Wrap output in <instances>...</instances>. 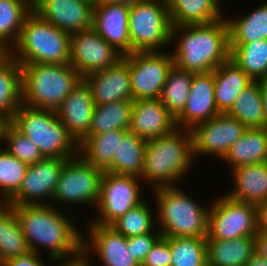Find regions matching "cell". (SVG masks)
Listing matches in <instances>:
<instances>
[{
  "label": "cell",
  "instance_id": "8992f818",
  "mask_svg": "<svg viewBox=\"0 0 267 266\" xmlns=\"http://www.w3.org/2000/svg\"><path fill=\"white\" fill-rule=\"evenodd\" d=\"M8 52L20 64H69L70 34L32 11L24 21L17 42Z\"/></svg>",
  "mask_w": 267,
  "mask_h": 266
},
{
  "label": "cell",
  "instance_id": "9c48e42d",
  "mask_svg": "<svg viewBox=\"0 0 267 266\" xmlns=\"http://www.w3.org/2000/svg\"><path fill=\"white\" fill-rule=\"evenodd\" d=\"M103 172L88 163L80 154L67 159L58 179L51 204L57 208H60L58 207L60 204L96 207L100 196Z\"/></svg>",
  "mask_w": 267,
  "mask_h": 266
},
{
  "label": "cell",
  "instance_id": "bcb514c9",
  "mask_svg": "<svg viewBox=\"0 0 267 266\" xmlns=\"http://www.w3.org/2000/svg\"><path fill=\"white\" fill-rule=\"evenodd\" d=\"M256 208L258 229L267 231V200L261 202Z\"/></svg>",
  "mask_w": 267,
  "mask_h": 266
},
{
  "label": "cell",
  "instance_id": "44dd1931",
  "mask_svg": "<svg viewBox=\"0 0 267 266\" xmlns=\"http://www.w3.org/2000/svg\"><path fill=\"white\" fill-rule=\"evenodd\" d=\"M176 128L174 117L159 98L133 101L129 132L147 141L168 135Z\"/></svg>",
  "mask_w": 267,
  "mask_h": 266
},
{
  "label": "cell",
  "instance_id": "ac0fdd59",
  "mask_svg": "<svg viewBox=\"0 0 267 266\" xmlns=\"http://www.w3.org/2000/svg\"><path fill=\"white\" fill-rule=\"evenodd\" d=\"M91 90L95 105L116 101H134L129 73V54L115 65L83 78Z\"/></svg>",
  "mask_w": 267,
  "mask_h": 266
},
{
  "label": "cell",
  "instance_id": "cb8c5ba5",
  "mask_svg": "<svg viewBox=\"0 0 267 266\" xmlns=\"http://www.w3.org/2000/svg\"><path fill=\"white\" fill-rule=\"evenodd\" d=\"M215 102L220 113H227L242 90L253 80L230 58L214 71Z\"/></svg>",
  "mask_w": 267,
  "mask_h": 266
},
{
  "label": "cell",
  "instance_id": "ab89813d",
  "mask_svg": "<svg viewBox=\"0 0 267 266\" xmlns=\"http://www.w3.org/2000/svg\"><path fill=\"white\" fill-rule=\"evenodd\" d=\"M28 166L0 148V203L6 204L18 192Z\"/></svg>",
  "mask_w": 267,
  "mask_h": 266
},
{
  "label": "cell",
  "instance_id": "7402d4cb",
  "mask_svg": "<svg viewBox=\"0 0 267 266\" xmlns=\"http://www.w3.org/2000/svg\"><path fill=\"white\" fill-rule=\"evenodd\" d=\"M94 107L91 90L82 80L56 109L60 121L78 144L89 134Z\"/></svg>",
  "mask_w": 267,
  "mask_h": 266
},
{
  "label": "cell",
  "instance_id": "ba28073f",
  "mask_svg": "<svg viewBox=\"0 0 267 266\" xmlns=\"http://www.w3.org/2000/svg\"><path fill=\"white\" fill-rule=\"evenodd\" d=\"M128 24L131 53L166 51V46L170 47L173 26L168 5L157 0H135L130 4Z\"/></svg>",
  "mask_w": 267,
  "mask_h": 266
},
{
  "label": "cell",
  "instance_id": "2e32d148",
  "mask_svg": "<svg viewBox=\"0 0 267 266\" xmlns=\"http://www.w3.org/2000/svg\"><path fill=\"white\" fill-rule=\"evenodd\" d=\"M87 226L88 233L83 234V258L86 261L98 256L102 266H141L132 256L131 243H127L121 233L110 225Z\"/></svg>",
  "mask_w": 267,
  "mask_h": 266
},
{
  "label": "cell",
  "instance_id": "f6af8a7d",
  "mask_svg": "<svg viewBox=\"0 0 267 266\" xmlns=\"http://www.w3.org/2000/svg\"><path fill=\"white\" fill-rule=\"evenodd\" d=\"M255 239V253L267 260V231L258 230L257 234L254 236Z\"/></svg>",
  "mask_w": 267,
  "mask_h": 266
},
{
  "label": "cell",
  "instance_id": "ee69618b",
  "mask_svg": "<svg viewBox=\"0 0 267 266\" xmlns=\"http://www.w3.org/2000/svg\"><path fill=\"white\" fill-rule=\"evenodd\" d=\"M42 257L43 255L30 251L25 255L8 259L1 266H47Z\"/></svg>",
  "mask_w": 267,
  "mask_h": 266
},
{
  "label": "cell",
  "instance_id": "ffe728a7",
  "mask_svg": "<svg viewBox=\"0 0 267 266\" xmlns=\"http://www.w3.org/2000/svg\"><path fill=\"white\" fill-rule=\"evenodd\" d=\"M129 12L130 4L94 1L92 28L123 55L131 53Z\"/></svg>",
  "mask_w": 267,
  "mask_h": 266
},
{
  "label": "cell",
  "instance_id": "5b68a950",
  "mask_svg": "<svg viewBox=\"0 0 267 266\" xmlns=\"http://www.w3.org/2000/svg\"><path fill=\"white\" fill-rule=\"evenodd\" d=\"M22 68V104L55 110L83 80L69 64H20Z\"/></svg>",
  "mask_w": 267,
  "mask_h": 266
},
{
  "label": "cell",
  "instance_id": "681fc988",
  "mask_svg": "<svg viewBox=\"0 0 267 266\" xmlns=\"http://www.w3.org/2000/svg\"><path fill=\"white\" fill-rule=\"evenodd\" d=\"M92 261H86L84 258H81L74 262H61L56 266H92Z\"/></svg>",
  "mask_w": 267,
  "mask_h": 266
},
{
  "label": "cell",
  "instance_id": "d4e9b609",
  "mask_svg": "<svg viewBox=\"0 0 267 266\" xmlns=\"http://www.w3.org/2000/svg\"><path fill=\"white\" fill-rule=\"evenodd\" d=\"M222 161L227 162L230 170L267 162V128H247Z\"/></svg>",
  "mask_w": 267,
  "mask_h": 266
},
{
  "label": "cell",
  "instance_id": "3957f363",
  "mask_svg": "<svg viewBox=\"0 0 267 266\" xmlns=\"http://www.w3.org/2000/svg\"><path fill=\"white\" fill-rule=\"evenodd\" d=\"M194 160L191 131L176 128L168 135L146 141L141 179L153 190L178 186Z\"/></svg>",
  "mask_w": 267,
  "mask_h": 266
},
{
  "label": "cell",
  "instance_id": "f907efd6",
  "mask_svg": "<svg viewBox=\"0 0 267 266\" xmlns=\"http://www.w3.org/2000/svg\"><path fill=\"white\" fill-rule=\"evenodd\" d=\"M96 3H125V4H131L135 0H94Z\"/></svg>",
  "mask_w": 267,
  "mask_h": 266
},
{
  "label": "cell",
  "instance_id": "b9f144b4",
  "mask_svg": "<svg viewBox=\"0 0 267 266\" xmlns=\"http://www.w3.org/2000/svg\"><path fill=\"white\" fill-rule=\"evenodd\" d=\"M161 236V232H151L127 238V243H131L132 256L140 265Z\"/></svg>",
  "mask_w": 267,
  "mask_h": 266
},
{
  "label": "cell",
  "instance_id": "1f68e13d",
  "mask_svg": "<svg viewBox=\"0 0 267 266\" xmlns=\"http://www.w3.org/2000/svg\"><path fill=\"white\" fill-rule=\"evenodd\" d=\"M146 141L132 132L124 138H119V147L114 154L113 164L106 170L120 175L136 176L141 178Z\"/></svg>",
  "mask_w": 267,
  "mask_h": 266
},
{
  "label": "cell",
  "instance_id": "8d00e7d4",
  "mask_svg": "<svg viewBox=\"0 0 267 266\" xmlns=\"http://www.w3.org/2000/svg\"><path fill=\"white\" fill-rule=\"evenodd\" d=\"M193 74L185 69L172 65L163 86L160 101L166 106L168 112L176 119L184 110Z\"/></svg>",
  "mask_w": 267,
  "mask_h": 266
},
{
  "label": "cell",
  "instance_id": "9a60e30c",
  "mask_svg": "<svg viewBox=\"0 0 267 266\" xmlns=\"http://www.w3.org/2000/svg\"><path fill=\"white\" fill-rule=\"evenodd\" d=\"M247 128L227 113L196 125L192 130L194 159L200 154L223 159ZM197 156V157H196Z\"/></svg>",
  "mask_w": 267,
  "mask_h": 266
},
{
  "label": "cell",
  "instance_id": "d590c367",
  "mask_svg": "<svg viewBox=\"0 0 267 266\" xmlns=\"http://www.w3.org/2000/svg\"><path fill=\"white\" fill-rule=\"evenodd\" d=\"M133 101H116L95 105L88 135L112 130H129Z\"/></svg>",
  "mask_w": 267,
  "mask_h": 266
},
{
  "label": "cell",
  "instance_id": "836d02e7",
  "mask_svg": "<svg viewBox=\"0 0 267 266\" xmlns=\"http://www.w3.org/2000/svg\"><path fill=\"white\" fill-rule=\"evenodd\" d=\"M227 114L236 118L246 128L265 127L264 104L259 81H253L242 90Z\"/></svg>",
  "mask_w": 267,
  "mask_h": 266
},
{
  "label": "cell",
  "instance_id": "4fadbf2b",
  "mask_svg": "<svg viewBox=\"0 0 267 266\" xmlns=\"http://www.w3.org/2000/svg\"><path fill=\"white\" fill-rule=\"evenodd\" d=\"M123 56L92 27L70 34V64L82 78L117 64Z\"/></svg>",
  "mask_w": 267,
  "mask_h": 266
},
{
  "label": "cell",
  "instance_id": "c3c4849f",
  "mask_svg": "<svg viewBox=\"0 0 267 266\" xmlns=\"http://www.w3.org/2000/svg\"><path fill=\"white\" fill-rule=\"evenodd\" d=\"M245 266H267V260L259 257L256 253L250 258Z\"/></svg>",
  "mask_w": 267,
  "mask_h": 266
},
{
  "label": "cell",
  "instance_id": "f35d334b",
  "mask_svg": "<svg viewBox=\"0 0 267 266\" xmlns=\"http://www.w3.org/2000/svg\"><path fill=\"white\" fill-rule=\"evenodd\" d=\"M151 204L145 199L138 206L119 217L110 226L126 238L145 233L160 232L158 228L154 230V226H157V217L156 213H154L156 208L152 211Z\"/></svg>",
  "mask_w": 267,
  "mask_h": 266
},
{
  "label": "cell",
  "instance_id": "6da1fadb",
  "mask_svg": "<svg viewBox=\"0 0 267 266\" xmlns=\"http://www.w3.org/2000/svg\"><path fill=\"white\" fill-rule=\"evenodd\" d=\"M11 207L31 251L42 255L45 248L52 264L83 258V231L76 227L74 216L52 204Z\"/></svg>",
  "mask_w": 267,
  "mask_h": 266
},
{
  "label": "cell",
  "instance_id": "8fae6325",
  "mask_svg": "<svg viewBox=\"0 0 267 266\" xmlns=\"http://www.w3.org/2000/svg\"><path fill=\"white\" fill-rule=\"evenodd\" d=\"M142 179L136 176L103 172L100 183V196L95 208L97 218H90L88 224L111 225L130 209L138 206L146 198L143 196ZM143 197V198H142Z\"/></svg>",
  "mask_w": 267,
  "mask_h": 266
},
{
  "label": "cell",
  "instance_id": "db71d44e",
  "mask_svg": "<svg viewBox=\"0 0 267 266\" xmlns=\"http://www.w3.org/2000/svg\"><path fill=\"white\" fill-rule=\"evenodd\" d=\"M157 1H159L161 3H164V4L168 5V6L173 2V0H157Z\"/></svg>",
  "mask_w": 267,
  "mask_h": 266
},
{
  "label": "cell",
  "instance_id": "52a82bcc",
  "mask_svg": "<svg viewBox=\"0 0 267 266\" xmlns=\"http://www.w3.org/2000/svg\"><path fill=\"white\" fill-rule=\"evenodd\" d=\"M10 123L28 137L45 158L69 159L79 154V144L55 110L21 104Z\"/></svg>",
  "mask_w": 267,
  "mask_h": 266
},
{
  "label": "cell",
  "instance_id": "30bf717a",
  "mask_svg": "<svg viewBox=\"0 0 267 266\" xmlns=\"http://www.w3.org/2000/svg\"><path fill=\"white\" fill-rule=\"evenodd\" d=\"M214 201L208 204L210 209L206 239L233 240L257 234L259 229L255 205L234 200L225 193Z\"/></svg>",
  "mask_w": 267,
  "mask_h": 266
},
{
  "label": "cell",
  "instance_id": "7bdbcfd3",
  "mask_svg": "<svg viewBox=\"0 0 267 266\" xmlns=\"http://www.w3.org/2000/svg\"><path fill=\"white\" fill-rule=\"evenodd\" d=\"M141 266H171L168 237L161 236L155 242Z\"/></svg>",
  "mask_w": 267,
  "mask_h": 266
},
{
  "label": "cell",
  "instance_id": "f1b7e54d",
  "mask_svg": "<svg viewBox=\"0 0 267 266\" xmlns=\"http://www.w3.org/2000/svg\"><path fill=\"white\" fill-rule=\"evenodd\" d=\"M208 263L212 266H245L255 254L254 237L233 240L206 239Z\"/></svg>",
  "mask_w": 267,
  "mask_h": 266
},
{
  "label": "cell",
  "instance_id": "d6986e66",
  "mask_svg": "<svg viewBox=\"0 0 267 266\" xmlns=\"http://www.w3.org/2000/svg\"><path fill=\"white\" fill-rule=\"evenodd\" d=\"M219 114L215 102L213 71L193 74L185 108L175 119L177 128L191 131L196 125L207 122Z\"/></svg>",
  "mask_w": 267,
  "mask_h": 266
},
{
  "label": "cell",
  "instance_id": "4dcf8cb0",
  "mask_svg": "<svg viewBox=\"0 0 267 266\" xmlns=\"http://www.w3.org/2000/svg\"><path fill=\"white\" fill-rule=\"evenodd\" d=\"M31 250L11 206L0 203V266Z\"/></svg>",
  "mask_w": 267,
  "mask_h": 266
},
{
  "label": "cell",
  "instance_id": "e575fe53",
  "mask_svg": "<svg viewBox=\"0 0 267 266\" xmlns=\"http://www.w3.org/2000/svg\"><path fill=\"white\" fill-rule=\"evenodd\" d=\"M230 59L253 81L267 78V39L229 45Z\"/></svg>",
  "mask_w": 267,
  "mask_h": 266
},
{
  "label": "cell",
  "instance_id": "277c9868",
  "mask_svg": "<svg viewBox=\"0 0 267 266\" xmlns=\"http://www.w3.org/2000/svg\"><path fill=\"white\" fill-rule=\"evenodd\" d=\"M179 186L152 191L158 230L163 237L206 238L209 209ZM154 193V194H153Z\"/></svg>",
  "mask_w": 267,
  "mask_h": 266
},
{
  "label": "cell",
  "instance_id": "7dc6e473",
  "mask_svg": "<svg viewBox=\"0 0 267 266\" xmlns=\"http://www.w3.org/2000/svg\"><path fill=\"white\" fill-rule=\"evenodd\" d=\"M258 81L264 104L265 127L267 128V78Z\"/></svg>",
  "mask_w": 267,
  "mask_h": 266
},
{
  "label": "cell",
  "instance_id": "5bb4252c",
  "mask_svg": "<svg viewBox=\"0 0 267 266\" xmlns=\"http://www.w3.org/2000/svg\"><path fill=\"white\" fill-rule=\"evenodd\" d=\"M66 160L44 157L29 165L20 189L6 204L9 206L51 204Z\"/></svg>",
  "mask_w": 267,
  "mask_h": 266
},
{
  "label": "cell",
  "instance_id": "60d3db41",
  "mask_svg": "<svg viewBox=\"0 0 267 266\" xmlns=\"http://www.w3.org/2000/svg\"><path fill=\"white\" fill-rule=\"evenodd\" d=\"M2 143L4 146L6 145L4 149L28 165L34 164L44 158L39 148L10 122L4 127Z\"/></svg>",
  "mask_w": 267,
  "mask_h": 266
},
{
  "label": "cell",
  "instance_id": "816d5d0a",
  "mask_svg": "<svg viewBox=\"0 0 267 266\" xmlns=\"http://www.w3.org/2000/svg\"><path fill=\"white\" fill-rule=\"evenodd\" d=\"M7 123H8V121L0 115V141H1L0 145H3V144H1L2 138H3V130H4V127Z\"/></svg>",
  "mask_w": 267,
  "mask_h": 266
},
{
  "label": "cell",
  "instance_id": "f5cc1de1",
  "mask_svg": "<svg viewBox=\"0 0 267 266\" xmlns=\"http://www.w3.org/2000/svg\"><path fill=\"white\" fill-rule=\"evenodd\" d=\"M8 51L5 50L1 45H0V59L7 53Z\"/></svg>",
  "mask_w": 267,
  "mask_h": 266
},
{
  "label": "cell",
  "instance_id": "d6a6232c",
  "mask_svg": "<svg viewBox=\"0 0 267 266\" xmlns=\"http://www.w3.org/2000/svg\"><path fill=\"white\" fill-rule=\"evenodd\" d=\"M32 0H0V45L7 51L17 42Z\"/></svg>",
  "mask_w": 267,
  "mask_h": 266
},
{
  "label": "cell",
  "instance_id": "f546056e",
  "mask_svg": "<svg viewBox=\"0 0 267 266\" xmlns=\"http://www.w3.org/2000/svg\"><path fill=\"white\" fill-rule=\"evenodd\" d=\"M229 28V45H243L267 39V1L237 18L226 17Z\"/></svg>",
  "mask_w": 267,
  "mask_h": 266
},
{
  "label": "cell",
  "instance_id": "74e56055",
  "mask_svg": "<svg viewBox=\"0 0 267 266\" xmlns=\"http://www.w3.org/2000/svg\"><path fill=\"white\" fill-rule=\"evenodd\" d=\"M171 266H205L208 263L206 238L168 237Z\"/></svg>",
  "mask_w": 267,
  "mask_h": 266
},
{
  "label": "cell",
  "instance_id": "83f0119b",
  "mask_svg": "<svg viewBox=\"0 0 267 266\" xmlns=\"http://www.w3.org/2000/svg\"><path fill=\"white\" fill-rule=\"evenodd\" d=\"M129 130H112L101 134L87 135L79 143V154L92 166L106 171L114 161L119 147V138Z\"/></svg>",
  "mask_w": 267,
  "mask_h": 266
},
{
  "label": "cell",
  "instance_id": "603a6c76",
  "mask_svg": "<svg viewBox=\"0 0 267 266\" xmlns=\"http://www.w3.org/2000/svg\"><path fill=\"white\" fill-rule=\"evenodd\" d=\"M234 188L226 195L234 200L259 205L267 200V162L230 170Z\"/></svg>",
  "mask_w": 267,
  "mask_h": 266
},
{
  "label": "cell",
  "instance_id": "7a4b0ae2",
  "mask_svg": "<svg viewBox=\"0 0 267 266\" xmlns=\"http://www.w3.org/2000/svg\"><path fill=\"white\" fill-rule=\"evenodd\" d=\"M226 16L209 24L173 26L170 44H176L171 50L174 64L198 74L214 71L226 62L230 58Z\"/></svg>",
  "mask_w": 267,
  "mask_h": 266
},
{
  "label": "cell",
  "instance_id": "e0dca14e",
  "mask_svg": "<svg viewBox=\"0 0 267 266\" xmlns=\"http://www.w3.org/2000/svg\"><path fill=\"white\" fill-rule=\"evenodd\" d=\"M94 0H32V11L58 29L73 34L92 27Z\"/></svg>",
  "mask_w": 267,
  "mask_h": 266
},
{
  "label": "cell",
  "instance_id": "7c38bea8",
  "mask_svg": "<svg viewBox=\"0 0 267 266\" xmlns=\"http://www.w3.org/2000/svg\"><path fill=\"white\" fill-rule=\"evenodd\" d=\"M174 64L171 51H137L129 54L133 100L158 99Z\"/></svg>",
  "mask_w": 267,
  "mask_h": 266
},
{
  "label": "cell",
  "instance_id": "4316f807",
  "mask_svg": "<svg viewBox=\"0 0 267 266\" xmlns=\"http://www.w3.org/2000/svg\"><path fill=\"white\" fill-rule=\"evenodd\" d=\"M222 0H173L168 6L172 26L209 24L222 19Z\"/></svg>",
  "mask_w": 267,
  "mask_h": 266
},
{
  "label": "cell",
  "instance_id": "484cf974",
  "mask_svg": "<svg viewBox=\"0 0 267 266\" xmlns=\"http://www.w3.org/2000/svg\"><path fill=\"white\" fill-rule=\"evenodd\" d=\"M22 104V68L7 52L0 59V115L8 122Z\"/></svg>",
  "mask_w": 267,
  "mask_h": 266
}]
</instances>
